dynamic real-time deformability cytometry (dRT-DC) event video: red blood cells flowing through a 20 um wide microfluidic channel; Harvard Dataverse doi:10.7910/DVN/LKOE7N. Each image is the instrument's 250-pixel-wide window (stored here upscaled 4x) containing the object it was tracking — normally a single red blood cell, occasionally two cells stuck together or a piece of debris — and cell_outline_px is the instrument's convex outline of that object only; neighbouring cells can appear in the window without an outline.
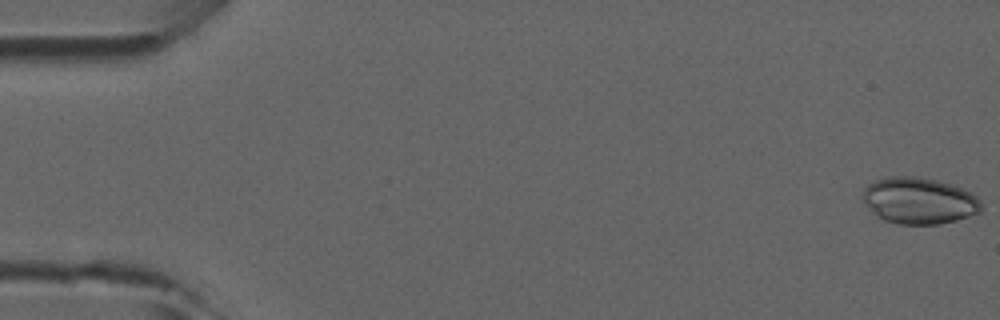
{"species": "common noctule bat (a hibernating species)", "species_latin": "Nyctalus noctula", "temperature_condition": "room temperature", "stored_images_in_passage": 39, "camera_frame_rate_fps": 3000, "um_per_image_px": 0.085, "animal": {"sex": "male", "forearm_length_mm": 52.5}, "frame": {"image": 1, "passage_image": 1, "time_ms": 0.0, "image_size_px": [1000, 320], "cell_outline_px": [[980, 212], [956, 220], [940, 224], [900, 224], [884, 220], [876, 216], [872, 212], [860, 196], [864, 188], [868, 184], [876, 180], [888, 176], [920, 176], [952, 184], [964, 188], [976, 196], [980, 200]], "centroid_in_image_um": [78.09, 17.04], "position_along_channel_um": 6.9, "area_um2": 32.31}}
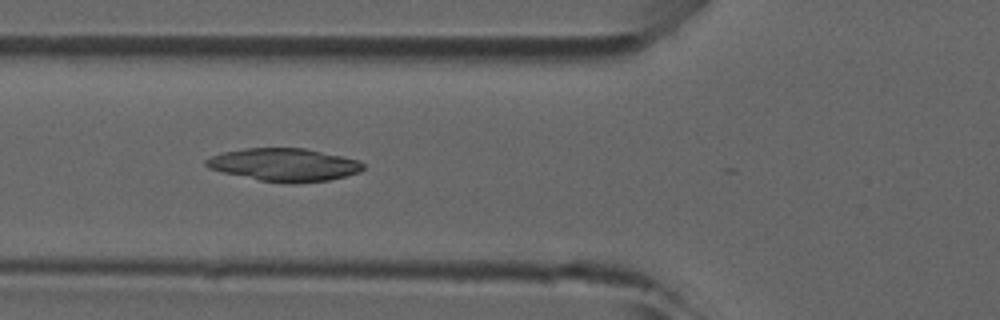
{"frame": {"image": 2, "passage_image": 18, "time_ms": 5.667, "image_size_px": [1000, 320], "cell_outline_px": [[364, 168], [360, 172], [328, 180], [296, 184], [292, 184], [260, 180], [224, 172], [208, 168], [204, 164], [204, 160], [212, 156], [224, 152], [244, 148], [304, 148], [360, 160], [364, 164]], "centroid_in_image_um": [24.17, 14.0], "position_along_channel_um": 101.6, "area_um2": 30.0}}
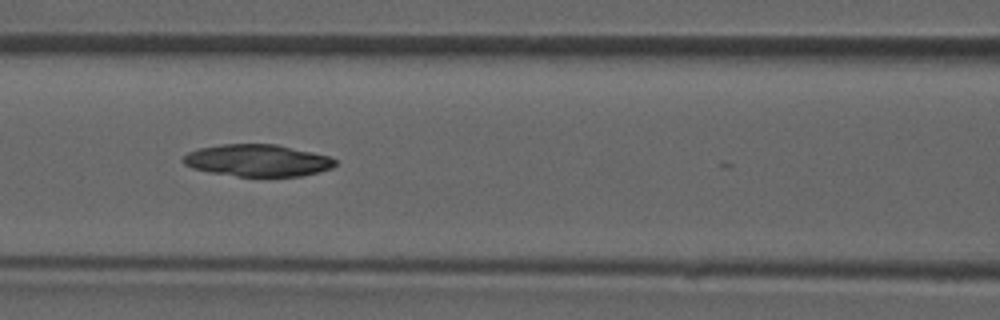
{"frame": {"image": 3, "passage_image": 21, "time_ms": 6.667, "image_size_px": [1000, 320], "cell_outline_px": [[336, 164], [332, 168], [300, 176], [236, 176], [212, 172], [192, 168], [184, 164], [180, 160], [188, 152], [200, 148], [220, 144], [276, 144], [312, 152], [328, 156], [336, 160]], "centroid_in_image_um": [21.86, 13.63], "position_along_channel_um": 144.7, "area_um2": 28.15}}